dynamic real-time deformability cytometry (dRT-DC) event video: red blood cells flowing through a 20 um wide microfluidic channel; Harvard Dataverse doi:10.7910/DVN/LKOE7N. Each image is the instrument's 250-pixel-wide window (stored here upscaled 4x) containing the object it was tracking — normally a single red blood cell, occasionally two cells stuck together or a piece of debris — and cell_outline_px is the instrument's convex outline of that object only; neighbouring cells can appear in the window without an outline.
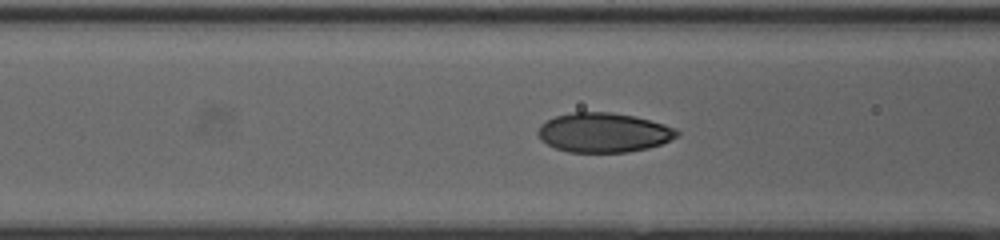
{"species": "human", "species_latin": "Homo sapiens", "temperature_condition": "cold", "stored_images_in_passage": 37, "camera_frame_rate_fps": 3000, "um_per_image_px": 0.085, "donor": {"sex": "female"}, "frame": {"image": 1, "passage_image": 16, "time_ms": 5.0, "image_size_px": [1000, 240], "cell_outline_px": [[680, 132], [676, 136], [660, 144], [648, 148], [628, 152], [568, 152], [556, 148], [540, 140], [536, 132], [540, 124], [556, 116], [572, 112], [612, 112], [636, 116], [664, 124], [676, 128]], "centroid_in_image_um": [51.29, 11.26], "position_along_channel_um": 115.3, "area_um2": 32.02}}
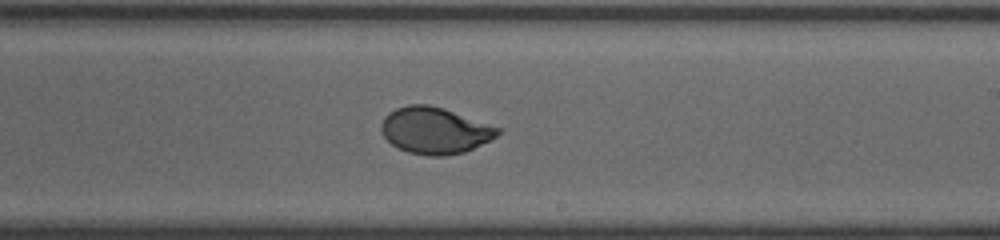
{"frame": {"image": 2, "passage_image": 26, "time_ms": 8.333, "image_size_px": [1000, 240], "cell_outline_px": [[500, 132], [496, 136], [464, 152], [444, 156], [428, 156], [408, 152], [396, 148], [384, 136], [380, 128], [380, 124], [384, 116], [388, 112], [396, 108], [408, 104], [428, 104], [444, 108], [500, 128]], "centroid_in_image_um": [36.9, 11.08], "position_along_channel_um": 252.1, "area_um2": 31.5}}
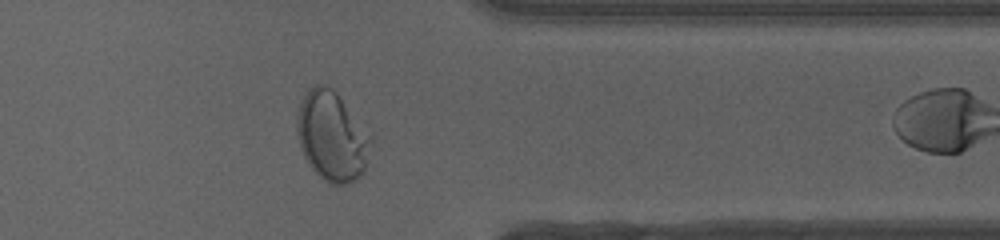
{"frame": {"image": 3, "passage_image": 36, "time_ms": 11.667, "image_size_px": [1000, 240], "cell_outline_px": [[372, 140], [364, 168], [348, 184], [328, 184], [308, 164], [300, 148], [296, 132], [296, 116], [300, 104], [308, 88], [316, 84], [328, 84], [336, 92], [372, 132]], "centroid_in_image_um": [28.2, 11.53], "position_along_channel_um": 383.2, "area_um2": 38.84}}